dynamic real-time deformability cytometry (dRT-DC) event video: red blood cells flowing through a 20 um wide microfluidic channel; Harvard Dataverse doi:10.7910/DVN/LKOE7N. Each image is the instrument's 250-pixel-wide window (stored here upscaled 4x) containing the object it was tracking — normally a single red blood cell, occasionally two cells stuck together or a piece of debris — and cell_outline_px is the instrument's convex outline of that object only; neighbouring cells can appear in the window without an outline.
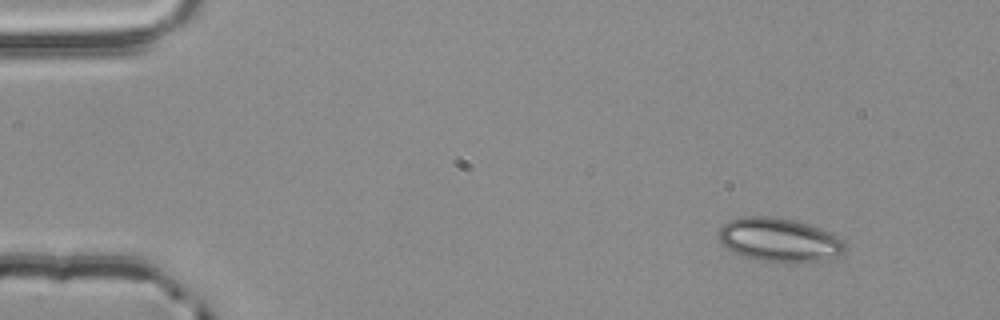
{"species": "common noctule bat (a hibernating species)", "species_latin": "Nyctalus noctula", "temperature_condition": "room temperature", "stored_images_in_passage": 4, "camera_frame_rate_fps": 3000, "um_per_image_px": 0.085, "animal": {"sex": "male", "body_mass_g": 20.4}, "frame": {"image": 1, "passage_image": 1, "time_ms": 0.0, "image_size_px": [1000, 320], "cell_outline_px": [[844, 252], [836, 256], [824, 260], [756, 260], [732, 252], [724, 248], [720, 244], [720, 228], [728, 220], [744, 216], [776, 216], [796, 220], [820, 228], [844, 240]], "centroid_in_image_um": [66.18, 20.35], "position_along_channel_um": 18.8, "area_um2": 31.73}}